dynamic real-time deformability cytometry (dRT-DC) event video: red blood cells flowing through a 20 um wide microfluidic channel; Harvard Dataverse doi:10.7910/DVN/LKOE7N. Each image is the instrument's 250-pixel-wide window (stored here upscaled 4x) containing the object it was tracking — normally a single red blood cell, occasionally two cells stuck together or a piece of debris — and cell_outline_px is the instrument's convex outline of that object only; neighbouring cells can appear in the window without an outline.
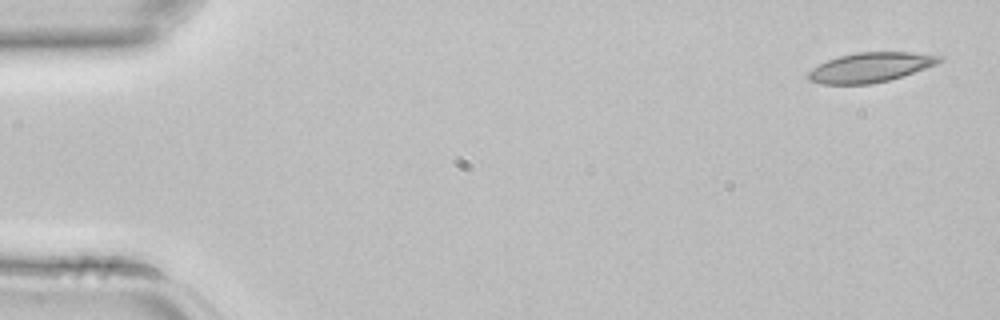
{"species": "common noctule bat (a hibernating species)", "species_latin": "Nyctalus noctula", "temperature_condition": "room temperature", "stored_images_in_passage": 4, "camera_frame_rate_fps": 3000, "um_per_image_px": 0.085, "animal": {"sex": "female", "body_mass_g": 22.7, "forearm_length_mm": 54.2}, "frame": {"image": 1, "passage_image": 1, "time_ms": 0.0, "image_size_px": [1000, 320], "cell_outline_px": [[944, 60], [936, 64], [904, 76], [872, 84], [820, 84], [808, 80], [808, 72], [812, 68], [828, 60], [840, 56], [856, 52], [912, 52], [944, 56]], "centroid_in_image_um": [74.01, 5.72], "position_along_channel_um": 11.0, "area_um2": 22.72}}
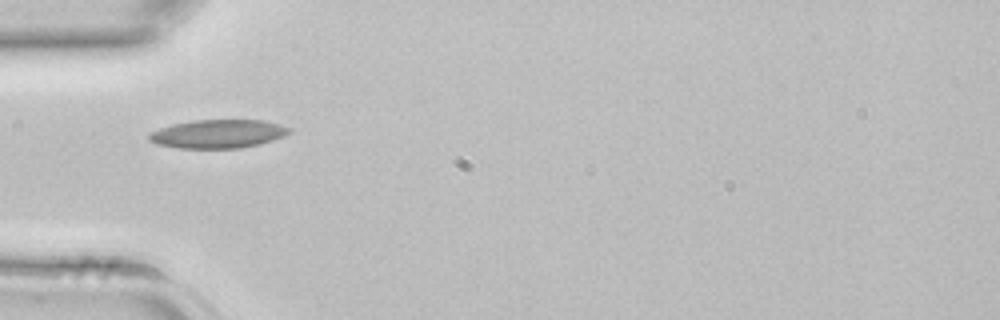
{"frame": {"image": 2, "passage_image": 4, "time_ms": 1.0, "image_size_px": [1000, 320], "cell_outline_px": [[292, 132], [284, 136], [260, 144], [240, 148], [176, 148], [156, 144], [148, 140], [148, 132], [172, 124], [196, 120], [264, 120], [280, 124], [292, 128]], "centroid_in_image_um": [18.53, 11.38], "position_along_channel_um": 66.5, "area_um2": 23.52}}